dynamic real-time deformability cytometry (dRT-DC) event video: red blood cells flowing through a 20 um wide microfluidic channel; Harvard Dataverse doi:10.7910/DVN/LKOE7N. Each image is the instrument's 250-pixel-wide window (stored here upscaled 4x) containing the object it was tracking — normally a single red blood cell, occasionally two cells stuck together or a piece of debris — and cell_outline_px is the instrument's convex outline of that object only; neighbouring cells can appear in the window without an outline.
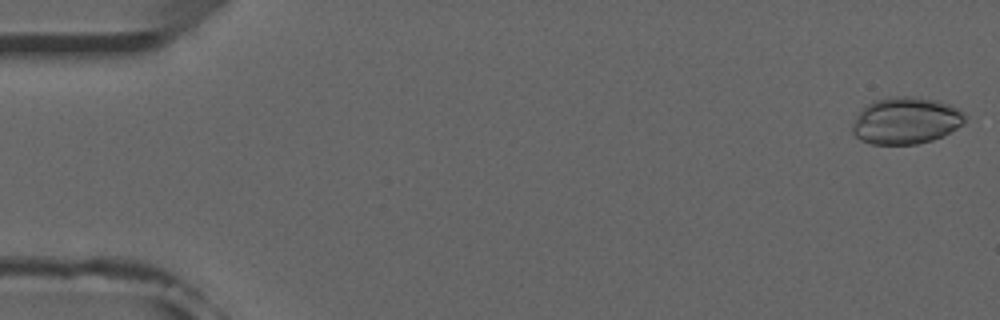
{"species": "common noctule bat (a hibernating species)", "species_latin": "Nyctalus noctula", "temperature_condition": "room temperature", "stored_images_in_passage": 15, "camera_frame_rate_fps": 3000, "um_per_image_px": 0.085, "animal": {"sex": "male", "forearm_length_mm": 52.5}, "frame": {"image": 1, "passage_image": 1, "time_ms": 0.0, "image_size_px": [1000, 320], "cell_outline_px": [[968, 116], [964, 124], [944, 136], [932, 140], [916, 144], [872, 144], [860, 140], [852, 132], [852, 124], [856, 116], [872, 100], [888, 96], [912, 96], [936, 100], [960, 108]], "centroid_in_image_um": [77.03, 10.24], "position_along_channel_um": 8.0, "area_um2": 31.15}}
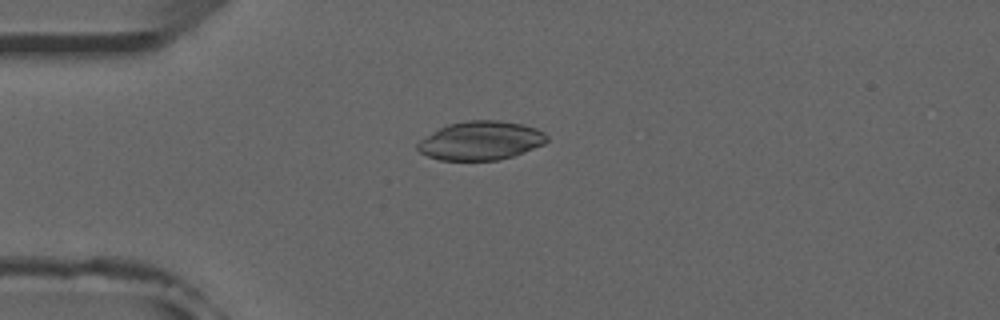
{"frame": {"image": 2, "passage_image": 13, "time_ms": 4.0, "image_size_px": [1000, 320], "cell_outline_px": [[548, 140], [544, 144], [524, 152], [512, 156], [496, 160], [440, 160], [428, 156], [420, 152], [416, 148], [416, 144], [420, 140], [440, 128], [448, 124], [468, 120], [500, 120], [524, 124], [536, 128], [544, 132], [548, 136]], "centroid_in_image_um": [40.88, 11.94], "position_along_channel_um": 44.1, "area_um2": 29.19}}